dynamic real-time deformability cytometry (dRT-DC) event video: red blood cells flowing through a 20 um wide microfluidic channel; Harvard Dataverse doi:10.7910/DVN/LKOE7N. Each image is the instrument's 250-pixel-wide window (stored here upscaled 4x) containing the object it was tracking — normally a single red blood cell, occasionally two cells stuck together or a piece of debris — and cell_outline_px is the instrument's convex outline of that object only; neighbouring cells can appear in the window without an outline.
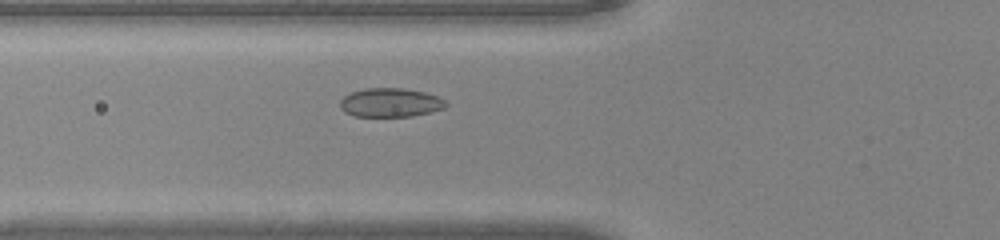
{"species": "common noctule bat (a hibernating species)", "species_latin": "Nyctalus noctula", "temperature_condition": "warm", "stored_images_in_passage": 42, "camera_frame_rate_fps": 3000, "um_per_image_px": 0.085, "animal": {"sex": "male", "body_mass_g": 20.0, "forearm_length_mm": 53.3}, "frame": {"image": 1, "passage_image": 12, "time_ms": 3.667, "image_size_px": [1000, 240], "cell_outline_px": [[448, 104], [444, 108], [432, 112], [412, 116], [352, 116], [344, 112], [340, 108], [340, 100], [344, 96], [352, 92], [364, 88], [404, 88], [424, 92], [436, 96], [444, 100]], "centroid_in_image_um": [33.16, 8.72], "position_along_channel_um": 92.6, "area_um2": 17.86}}
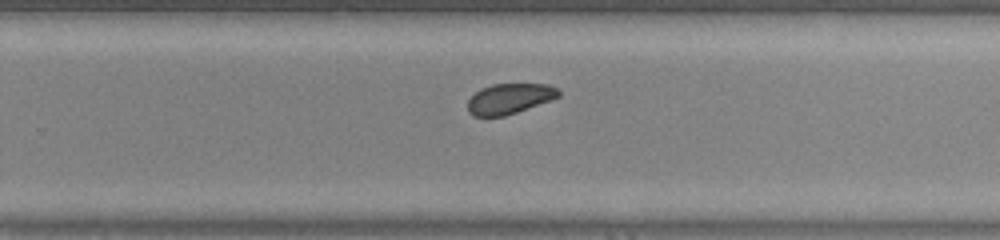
{"frame": {"image": 2, "passage_image": 26, "time_ms": 8.333, "image_size_px": [1000, 240], "cell_outline_px": [[560, 96], [552, 100], [504, 116], [472, 116], [468, 112], [468, 100], [480, 88], [492, 84], [548, 84], [556, 88], [560, 92]], "centroid_in_image_um": [43.3, 8.38], "position_along_channel_um": 286.5, "area_um2": 16.07}}
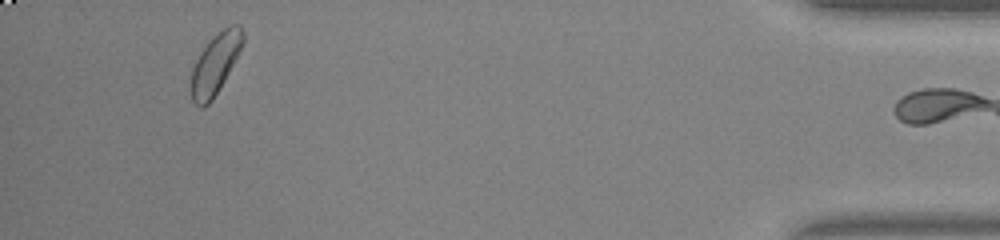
{"frame": {"image": 3, "passage_image": 40, "time_ms": 13.0, "image_size_px": [1000, 240], "cell_outline_px": [[244, 40], [224, 80], [212, 100], [204, 108], [200, 108], [192, 100], [192, 68], [200, 52], [208, 40], [212, 36], [228, 24], [240, 24], [244, 32]], "centroid_in_image_um": [18.3, 5.37], "position_along_channel_um": 416.9, "area_um2": 18.03}, "authors_computed_cell_mechanics": {"area_um2": 17.3978, "velocity_mm_per_s": 4.1566, "shape_relaxation_time_tau1_ms": 2.1566, "shape_relaxation_time_tau2_ms": null, "deformation_change_tau1": 0.0556, "deformation_change_tau2": null}}